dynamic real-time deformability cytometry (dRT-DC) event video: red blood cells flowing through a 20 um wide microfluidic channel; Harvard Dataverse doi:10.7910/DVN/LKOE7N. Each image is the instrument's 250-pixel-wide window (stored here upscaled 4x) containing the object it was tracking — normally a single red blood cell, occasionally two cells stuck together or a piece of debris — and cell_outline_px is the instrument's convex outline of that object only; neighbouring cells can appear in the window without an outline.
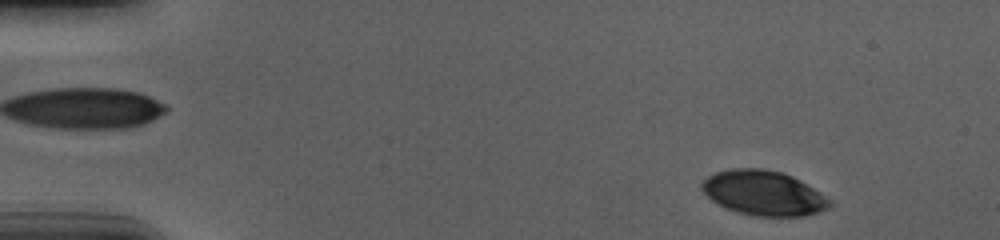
{"species": "human", "species_latin": "Homo sapiens", "temperature_condition": "cold", "stored_images_in_passage": 52, "camera_frame_rate_fps": 3000, "um_per_image_px": 0.085, "donor": {"sex": "male"}, "frame": {"image": 1, "passage_image": 2, "time_ms": 0.333, "image_size_px": [1000, 240], "cell_outline_px": [[832, 204], [828, 208], [820, 212], [804, 216], [752, 216], [736, 212], [724, 208], [716, 204], [700, 188], [700, 184], [708, 176], [716, 172], [732, 168], [764, 168], [780, 172], [792, 176], [800, 180], [832, 200]], "centroid_in_image_um": [64.89, 16.42], "position_along_channel_um": 20.1, "area_um2": 33.58}}
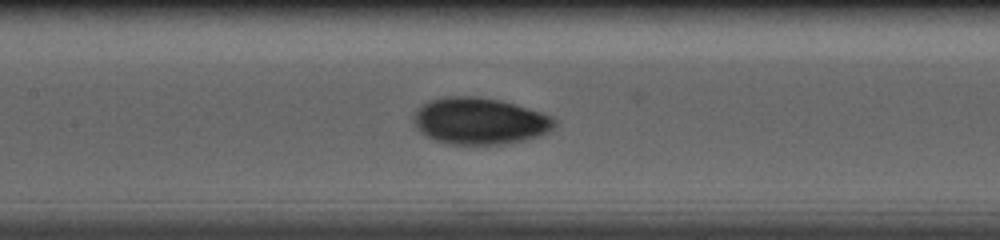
{"frame": {"image": 2, "passage_image": 23, "time_ms": 7.333, "image_size_px": [1000, 240], "cell_outline_px": [[556, 124], [548, 132], [540, 136], [528, 140], [504, 144], [448, 144], [424, 136], [416, 128], [416, 112], [424, 104], [432, 100], [444, 96], [476, 96], [500, 100], [540, 112], [552, 116], [556, 120]], "centroid_in_image_um": [40.81, 10.3], "position_along_channel_um": 166.6, "area_um2": 38.15}}
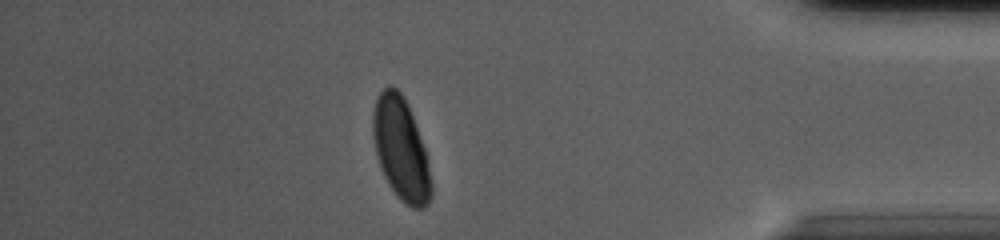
{"frame": {"image": 3, "passage_image": 45, "time_ms": 14.667, "image_size_px": [1000, 240], "cell_outline_px": [[432, 196], [428, 204], [424, 208], [412, 208], [400, 200], [388, 184], [384, 176], [376, 152], [372, 136], [372, 112], [376, 100], [380, 92], [388, 84], [396, 88], [404, 96], [408, 104], [424, 148], [428, 160], [432, 184]], "centroid_in_image_um": [34.08, 12.67], "position_along_channel_um": 401.1, "area_um2": 34.85}, "authors_computed_cell_mechanics": {"area_um2": 35.0557, "velocity_mm_per_s": 3.675, "shape_relaxation_time_tau1_ms": 3.323, "shape_relaxation_time_tau2_ms": null, "deformation_change_tau1": 0.1327, "deformation_change_tau2": null}}